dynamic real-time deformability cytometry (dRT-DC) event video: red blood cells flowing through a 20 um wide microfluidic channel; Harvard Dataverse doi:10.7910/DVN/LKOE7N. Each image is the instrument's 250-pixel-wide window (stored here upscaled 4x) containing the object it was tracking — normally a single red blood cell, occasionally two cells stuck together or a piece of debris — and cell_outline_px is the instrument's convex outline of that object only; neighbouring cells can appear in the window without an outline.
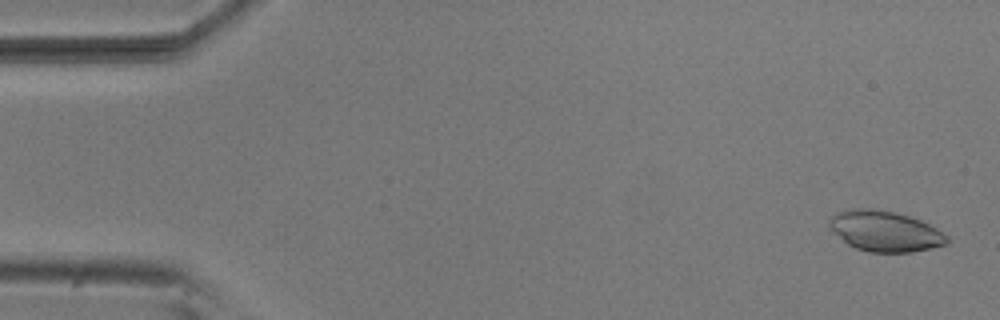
{"species": "common noctule bat (a hibernating species)", "species_latin": "Nyctalus noctula", "temperature_condition": "room temperature", "stored_images_in_passage": 53, "camera_frame_rate_fps": 3000, "um_per_image_px": 0.085, "animal": {"sex": "male", "body_mass_g": 20.5, "forearm_length_mm": 52.5}, "frame": {"image": 1, "passage_image": 2, "time_ms": 0.333, "image_size_px": [1000, 320], "cell_outline_px": [[948, 244], [912, 252], [868, 252], [856, 248], [848, 244], [828, 228], [828, 220], [836, 212], [848, 208], [872, 208], [896, 212], [920, 220], [936, 228], [948, 236]], "centroid_in_image_um": [75.18, 19.64], "position_along_channel_um": 9.8, "area_um2": 27.98}}
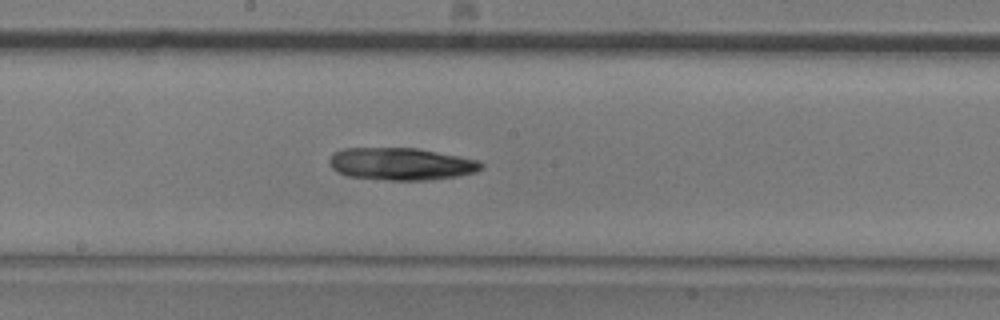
{"frame": {"image": 2, "passage_image": 28, "time_ms": 9.0, "image_size_px": [1000, 320], "cell_outline_px": [[484, 168], [476, 172], [456, 176], [428, 180], [388, 180], [348, 176], [336, 172], [332, 168], [328, 160], [332, 152], [344, 148], [416, 148], [460, 156], [480, 160], [484, 164]], "centroid_in_image_um": [34.09, 13.93], "position_along_channel_um": 214.1, "area_um2": 28.84}}
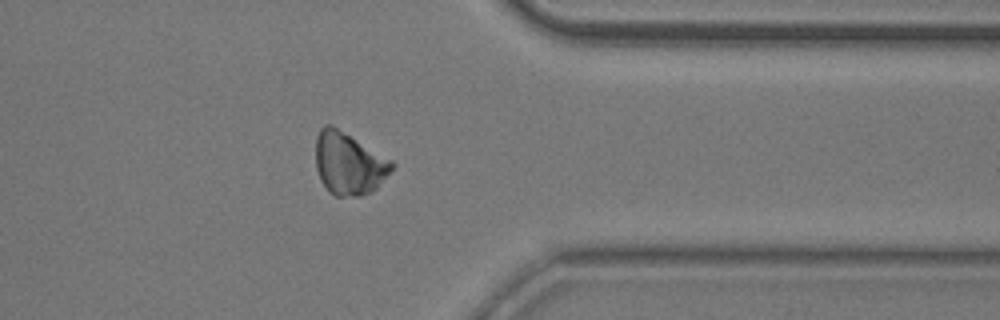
{"frame": {"image": 3, "passage_image": 42, "time_ms": 13.667, "image_size_px": [1000, 320], "cell_outline_px": [[396, 164], [376, 188], [372, 192], [360, 196], [336, 196], [328, 192], [320, 180], [316, 168], [316, 136], [320, 128], [324, 124], [332, 124], [392, 160]], "centroid_in_image_um": [29.63, 13.89], "position_along_channel_um": 381.8, "area_um2": 27.86}, "authors_computed_cell_mechanics": {"area_um2": 27.5706, "velocity_mm_per_s": 3.8108, "shape_relaxation_time_tau1_ms": 6.8282, "shape_relaxation_time_tau2_ms": null, "deformation_change_tau1": 0.1116, "deformation_change_tau2": null}}